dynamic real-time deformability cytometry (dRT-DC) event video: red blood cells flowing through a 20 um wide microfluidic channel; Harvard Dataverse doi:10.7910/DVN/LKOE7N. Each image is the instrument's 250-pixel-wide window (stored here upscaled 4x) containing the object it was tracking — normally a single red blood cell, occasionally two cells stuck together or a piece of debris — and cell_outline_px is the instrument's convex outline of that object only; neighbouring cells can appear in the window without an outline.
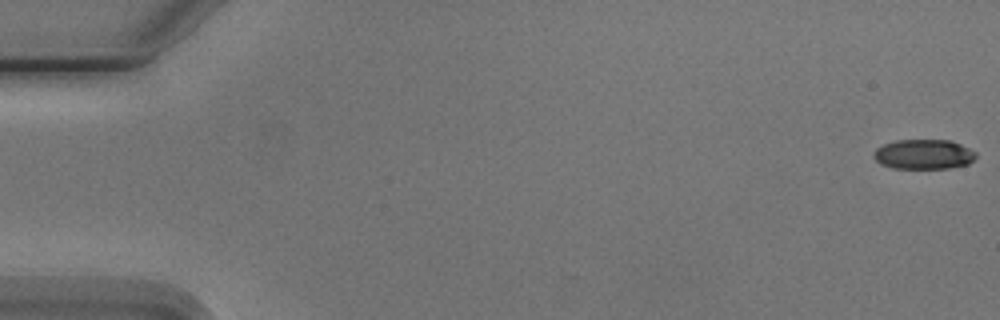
{"species": "Egyptian fruit bat (a non-hibernating species)", "species_latin": "Rousettus aegyptiacus", "temperature_condition": "cold", "stored_images_in_passage": 4, "camera_frame_rate_fps": 3000, "um_per_image_px": 0.085, "animal": {"sex": "male"}, "frame": {"image": 1, "passage_image": 1, "time_ms": 0.0, "image_size_px": [1000, 320], "cell_outline_px": [[976, 156], [968, 164], [948, 168], [892, 168], [880, 164], [872, 156], [872, 152], [876, 148], [884, 144], [896, 140], [948, 140], [960, 144], [976, 152]], "centroid_in_image_um": [78.47, 13.11], "position_along_channel_um": 6.5, "area_um2": 17.74}}